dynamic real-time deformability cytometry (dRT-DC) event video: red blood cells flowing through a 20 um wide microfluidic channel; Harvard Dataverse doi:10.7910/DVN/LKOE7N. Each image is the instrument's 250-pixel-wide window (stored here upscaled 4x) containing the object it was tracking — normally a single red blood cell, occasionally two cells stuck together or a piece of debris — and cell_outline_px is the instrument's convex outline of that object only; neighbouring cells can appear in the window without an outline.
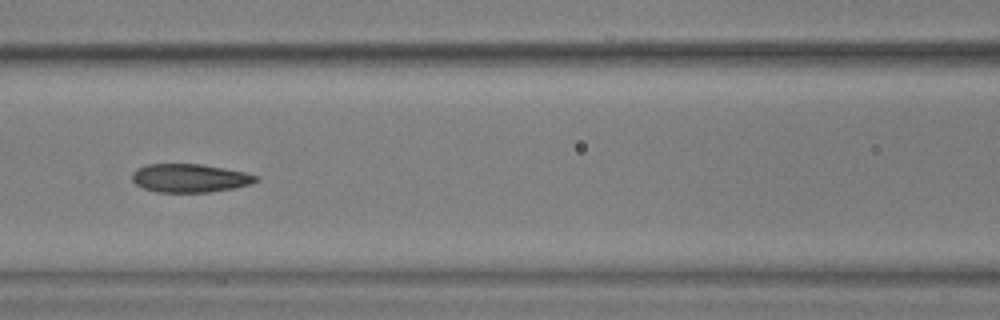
{"species": "common noctule bat (a hibernating species)", "species_latin": "Nyctalus noctula", "temperature_condition": "warm", "stored_images_in_passage": 16, "camera_frame_rate_fps": 3000, "um_per_image_px": 0.085, "animal": {"sex": "male", "body_mass_g": 17.9, "forearm_length_mm": 54.2}, "frame": {"image": 1, "passage_image": 10, "time_ms": 3.0, "image_size_px": [1000, 320], "cell_outline_px": [[260, 180], [252, 184], [236, 188], [208, 192], [156, 192], [144, 188], [136, 184], [132, 180], [132, 172], [136, 168], [148, 164], [200, 164], [224, 168], [244, 172], [260, 176]], "centroid_in_image_um": [16.16, 15.14], "position_along_channel_um": 150.4, "area_um2": 20.69}}